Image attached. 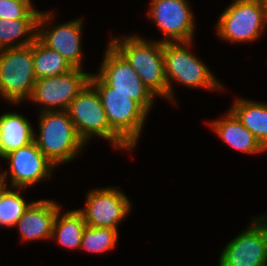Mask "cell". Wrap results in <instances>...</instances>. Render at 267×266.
I'll list each match as a JSON object with an SVG mask.
<instances>
[{
	"mask_svg": "<svg viewBox=\"0 0 267 266\" xmlns=\"http://www.w3.org/2000/svg\"><path fill=\"white\" fill-rule=\"evenodd\" d=\"M109 43L126 59L155 96L168 99L163 42H148L139 36L130 35L121 39L113 38Z\"/></svg>",
	"mask_w": 267,
	"mask_h": 266,
	"instance_id": "6da1fadb",
	"label": "cell"
},
{
	"mask_svg": "<svg viewBox=\"0 0 267 266\" xmlns=\"http://www.w3.org/2000/svg\"><path fill=\"white\" fill-rule=\"evenodd\" d=\"M39 135L34 141L44 156L54 165L75 158L85 142L78 136L67 110L40 112Z\"/></svg>",
	"mask_w": 267,
	"mask_h": 266,
	"instance_id": "7a4b0ae2",
	"label": "cell"
},
{
	"mask_svg": "<svg viewBox=\"0 0 267 266\" xmlns=\"http://www.w3.org/2000/svg\"><path fill=\"white\" fill-rule=\"evenodd\" d=\"M89 82L98 92L111 129L131 148L137 146L148 112L126 94L113 92L96 74Z\"/></svg>",
	"mask_w": 267,
	"mask_h": 266,
	"instance_id": "3957f363",
	"label": "cell"
},
{
	"mask_svg": "<svg viewBox=\"0 0 267 266\" xmlns=\"http://www.w3.org/2000/svg\"><path fill=\"white\" fill-rule=\"evenodd\" d=\"M192 43V41L163 43L168 99L172 102H175L172 79L192 88L224 90L208 67L188 50Z\"/></svg>",
	"mask_w": 267,
	"mask_h": 266,
	"instance_id": "277c9868",
	"label": "cell"
},
{
	"mask_svg": "<svg viewBox=\"0 0 267 266\" xmlns=\"http://www.w3.org/2000/svg\"><path fill=\"white\" fill-rule=\"evenodd\" d=\"M67 112L78 136L87 142L99 136L112 142L116 149L133 151L110 127L102 102L95 87L88 82L70 103Z\"/></svg>",
	"mask_w": 267,
	"mask_h": 266,
	"instance_id": "5b68a950",
	"label": "cell"
},
{
	"mask_svg": "<svg viewBox=\"0 0 267 266\" xmlns=\"http://www.w3.org/2000/svg\"><path fill=\"white\" fill-rule=\"evenodd\" d=\"M33 43L0 49V95L10 103L29 99L36 82Z\"/></svg>",
	"mask_w": 267,
	"mask_h": 266,
	"instance_id": "8992f818",
	"label": "cell"
},
{
	"mask_svg": "<svg viewBox=\"0 0 267 266\" xmlns=\"http://www.w3.org/2000/svg\"><path fill=\"white\" fill-rule=\"evenodd\" d=\"M267 24V4L263 0H233L219 17L216 31L223 40L255 41Z\"/></svg>",
	"mask_w": 267,
	"mask_h": 266,
	"instance_id": "52a82bcc",
	"label": "cell"
},
{
	"mask_svg": "<svg viewBox=\"0 0 267 266\" xmlns=\"http://www.w3.org/2000/svg\"><path fill=\"white\" fill-rule=\"evenodd\" d=\"M96 74L113 92L128 95L137 101L147 112L150 111L155 95L142 82L126 59L110 44Z\"/></svg>",
	"mask_w": 267,
	"mask_h": 266,
	"instance_id": "ba28073f",
	"label": "cell"
},
{
	"mask_svg": "<svg viewBox=\"0 0 267 266\" xmlns=\"http://www.w3.org/2000/svg\"><path fill=\"white\" fill-rule=\"evenodd\" d=\"M266 216L253 218L243 233L223 249L218 266H267Z\"/></svg>",
	"mask_w": 267,
	"mask_h": 266,
	"instance_id": "9c48e42d",
	"label": "cell"
},
{
	"mask_svg": "<svg viewBox=\"0 0 267 266\" xmlns=\"http://www.w3.org/2000/svg\"><path fill=\"white\" fill-rule=\"evenodd\" d=\"M90 73L73 67L58 76L37 79L30 100L40 105L39 111L67 110L72 100L89 82Z\"/></svg>",
	"mask_w": 267,
	"mask_h": 266,
	"instance_id": "30bf717a",
	"label": "cell"
},
{
	"mask_svg": "<svg viewBox=\"0 0 267 266\" xmlns=\"http://www.w3.org/2000/svg\"><path fill=\"white\" fill-rule=\"evenodd\" d=\"M87 226L117 230V225L131 210V203L116 188H98L88 192L86 207L78 209Z\"/></svg>",
	"mask_w": 267,
	"mask_h": 266,
	"instance_id": "8fae6325",
	"label": "cell"
},
{
	"mask_svg": "<svg viewBox=\"0 0 267 266\" xmlns=\"http://www.w3.org/2000/svg\"><path fill=\"white\" fill-rule=\"evenodd\" d=\"M151 3L149 17L165 35L161 42L193 40L194 16L186 0H152Z\"/></svg>",
	"mask_w": 267,
	"mask_h": 266,
	"instance_id": "7c38bea8",
	"label": "cell"
},
{
	"mask_svg": "<svg viewBox=\"0 0 267 266\" xmlns=\"http://www.w3.org/2000/svg\"><path fill=\"white\" fill-rule=\"evenodd\" d=\"M53 17L51 12H40L37 22V38L48 48L57 51L73 67L82 69L83 55L80 45L82 20L77 18L53 28H45Z\"/></svg>",
	"mask_w": 267,
	"mask_h": 266,
	"instance_id": "4fadbf2b",
	"label": "cell"
},
{
	"mask_svg": "<svg viewBox=\"0 0 267 266\" xmlns=\"http://www.w3.org/2000/svg\"><path fill=\"white\" fill-rule=\"evenodd\" d=\"M3 159L9 161L11 188H25L48 179L54 165L44 156L35 141L12 151Z\"/></svg>",
	"mask_w": 267,
	"mask_h": 266,
	"instance_id": "5bb4252c",
	"label": "cell"
},
{
	"mask_svg": "<svg viewBox=\"0 0 267 266\" xmlns=\"http://www.w3.org/2000/svg\"><path fill=\"white\" fill-rule=\"evenodd\" d=\"M59 209L60 205L53 200L40 199L32 202L14 227L19 228L24 241L50 239Z\"/></svg>",
	"mask_w": 267,
	"mask_h": 266,
	"instance_id": "9a60e30c",
	"label": "cell"
},
{
	"mask_svg": "<svg viewBox=\"0 0 267 266\" xmlns=\"http://www.w3.org/2000/svg\"><path fill=\"white\" fill-rule=\"evenodd\" d=\"M209 125L219 138L238 151L247 154L266 151L231 110L225 114L224 119L212 121Z\"/></svg>",
	"mask_w": 267,
	"mask_h": 266,
	"instance_id": "2e32d148",
	"label": "cell"
},
{
	"mask_svg": "<svg viewBox=\"0 0 267 266\" xmlns=\"http://www.w3.org/2000/svg\"><path fill=\"white\" fill-rule=\"evenodd\" d=\"M34 132L25 116L10 112L0 115V157L33 142Z\"/></svg>",
	"mask_w": 267,
	"mask_h": 266,
	"instance_id": "e0dca14e",
	"label": "cell"
},
{
	"mask_svg": "<svg viewBox=\"0 0 267 266\" xmlns=\"http://www.w3.org/2000/svg\"><path fill=\"white\" fill-rule=\"evenodd\" d=\"M230 110L267 150V105L238 99Z\"/></svg>",
	"mask_w": 267,
	"mask_h": 266,
	"instance_id": "ac0fdd59",
	"label": "cell"
},
{
	"mask_svg": "<svg viewBox=\"0 0 267 266\" xmlns=\"http://www.w3.org/2000/svg\"><path fill=\"white\" fill-rule=\"evenodd\" d=\"M60 210L54 219L52 238H56L63 247L80 248L82 234L86 227L83 214L77 209L68 211L61 216Z\"/></svg>",
	"mask_w": 267,
	"mask_h": 266,
	"instance_id": "d6986e66",
	"label": "cell"
},
{
	"mask_svg": "<svg viewBox=\"0 0 267 266\" xmlns=\"http://www.w3.org/2000/svg\"><path fill=\"white\" fill-rule=\"evenodd\" d=\"M33 66L36 79L58 76L73 68L63 56L48 48L38 38L33 42Z\"/></svg>",
	"mask_w": 267,
	"mask_h": 266,
	"instance_id": "ffe728a7",
	"label": "cell"
},
{
	"mask_svg": "<svg viewBox=\"0 0 267 266\" xmlns=\"http://www.w3.org/2000/svg\"><path fill=\"white\" fill-rule=\"evenodd\" d=\"M37 22L38 19H0V49L32 44L37 38ZM23 36L27 37L12 44Z\"/></svg>",
	"mask_w": 267,
	"mask_h": 266,
	"instance_id": "44dd1931",
	"label": "cell"
},
{
	"mask_svg": "<svg viewBox=\"0 0 267 266\" xmlns=\"http://www.w3.org/2000/svg\"><path fill=\"white\" fill-rule=\"evenodd\" d=\"M30 204L25 202L19 191H12L5 186L0 191V226L14 227Z\"/></svg>",
	"mask_w": 267,
	"mask_h": 266,
	"instance_id": "7402d4cb",
	"label": "cell"
},
{
	"mask_svg": "<svg viewBox=\"0 0 267 266\" xmlns=\"http://www.w3.org/2000/svg\"><path fill=\"white\" fill-rule=\"evenodd\" d=\"M118 239V230L103 227H85L80 249L88 252H106L112 250Z\"/></svg>",
	"mask_w": 267,
	"mask_h": 266,
	"instance_id": "603a6c76",
	"label": "cell"
},
{
	"mask_svg": "<svg viewBox=\"0 0 267 266\" xmlns=\"http://www.w3.org/2000/svg\"><path fill=\"white\" fill-rule=\"evenodd\" d=\"M41 11L21 0H0V19H38Z\"/></svg>",
	"mask_w": 267,
	"mask_h": 266,
	"instance_id": "cb8c5ba5",
	"label": "cell"
},
{
	"mask_svg": "<svg viewBox=\"0 0 267 266\" xmlns=\"http://www.w3.org/2000/svg\"><path fill=\"white\" fill-rule=\"evenodd\" d=\"M8 173H7V171L5 172V171H3V172H1L0 173V191L5 187V186H8V184H7V180H6V178H7V175Z\"/></svg>",
	"mask_w": 267,
	"mask_h": 266,
	"instance_id": "d4e9b609",
	"label": "cell"
},
{
	"mask_svg": "<svg viewBox=\"0 0 267 266\" xmlns=\"http://www.w3.org/2000/svg\"><path fill=\"white\" fill-rule=\"evenodd\" d=\"M21 1L27 2V3H29L33 7V4H32V1L31 0H21Z\"/></svg>",
	"mask_w": 267,
	"mask_h": 266,
	"instance_id": "484cf974",
	"label": "cell"
}]
</instances>
